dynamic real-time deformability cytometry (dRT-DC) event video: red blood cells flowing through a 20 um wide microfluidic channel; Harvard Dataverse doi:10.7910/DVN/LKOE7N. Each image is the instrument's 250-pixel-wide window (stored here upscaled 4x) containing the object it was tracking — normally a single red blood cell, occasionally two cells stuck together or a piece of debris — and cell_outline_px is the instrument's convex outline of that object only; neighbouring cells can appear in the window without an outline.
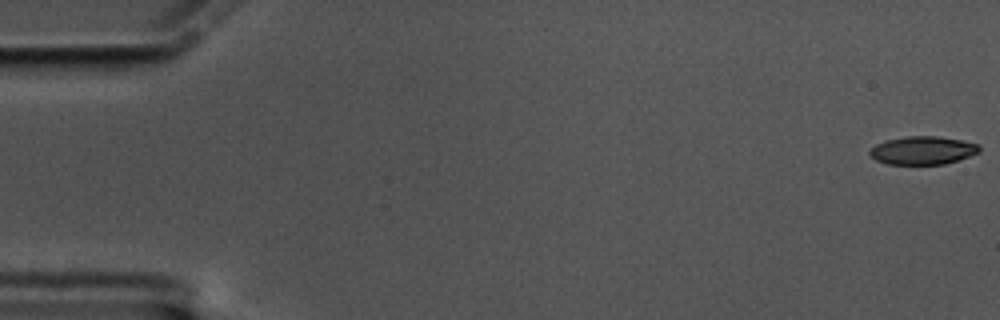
{"species": "common noctule bat (a hibernating species)", "species_latin": "Nyctalus noctula", "temperature_condition": "cold", "stored_images_in_passage": 59, "camera_frame_rate_fps": 3000, "um_per_image_px": 0.085, "animal": {"sex": "male", "body_mass_g": 17.5, "forearm_length_mm": 52.3}, "frame": {"image": 1, "passage_image": 1, "time_ms": 0.0, "image_size_px": [1000, 320], "cell_outline_px": [[980, 152], [944, 164], [888, 164], [876, 160], [868, 152], [876, 144], [888, 140], [908, 136], [936, 136], [960, 140], [980, 144]], "centroid_in_image_um": [78.44, 12.78], "position_along_channel_um": 6.6, "area_um2": 17.74}}
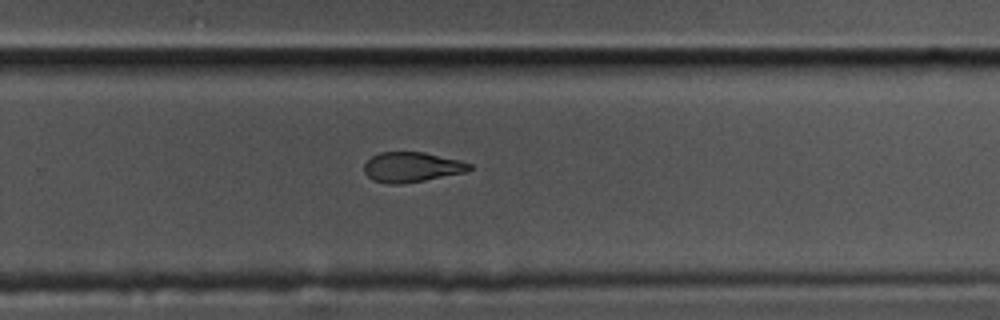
{"frame": {"image": 2, "passage_image": 39, "time_ms": 12.667, "image_size_px": [1000, 320], "cell_outline_px": [[472, 168], [464, 172], [424, 180], [400, 184], [388, 184], [372, 180], [364, 172], [364, 164], [372, 156], [380, 152], [424, 152], [460, 160], [472, 164]], "centroid_in_image_um": [34.97, 14.2], "position_along_channel_um": 294.8, "area_um2": 18.32}}
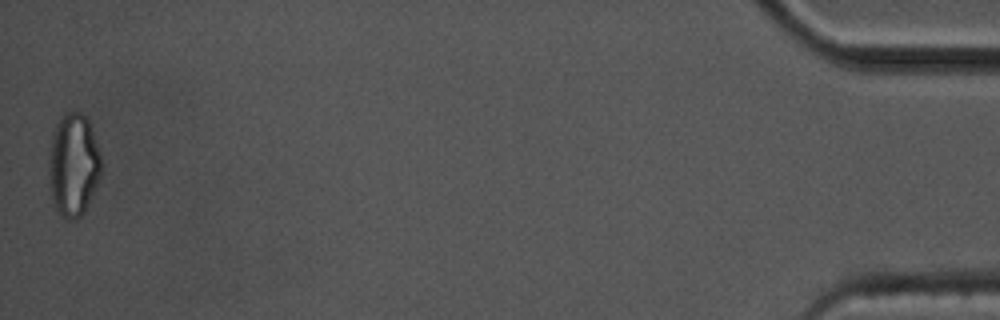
{"frame": {"image": 3, "passage_image": 59, "time_ms": 19.333, "image_size_px": [1000, 320], "cell_outline_px": [[100, 176], [88, 204], [84, 212], [80, 216], [72, 220], [64, 220], [52, 204], [48, 168], [48, 164], [52, 136], [56, 124], [60, 116], [64, 112], [80, 112], [88, 120], [100, 152]], "centroid_in_image_um": [6.21, 14.03], "position_along_channel_um": 429.0, "area_um2": 31.44}, "authors_computed_cell_mechanics": {"area_um2": 19.4208, "velocity_mm_per_s": 3.425, "shape_relaxation_time_tau1_ms": null, "shape_relaxation_time_tau2_ms": 3.9095, "deformation_change_tau1": null, "deformation_change_tau2": 0.119}}